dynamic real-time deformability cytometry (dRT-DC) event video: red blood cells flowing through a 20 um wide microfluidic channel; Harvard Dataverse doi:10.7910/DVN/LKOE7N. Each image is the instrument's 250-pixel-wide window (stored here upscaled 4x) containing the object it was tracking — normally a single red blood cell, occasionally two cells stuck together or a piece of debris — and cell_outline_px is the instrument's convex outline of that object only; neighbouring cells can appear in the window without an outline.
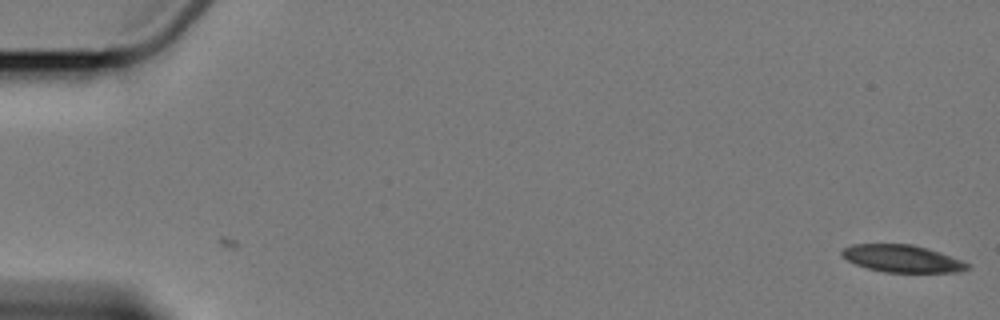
{"species": "Egyptian fruit bat (a non-hibernating species)", "species_latin": "Rousettus aegyptiacus", "temperature_condition": "cold", "stored_images_in_passage": 5, "camera_frame_rate_fps": 3000, "um_per_image_px": 0.085, "animal": {"sex": "female"}, "frame": {"image": 1, "passage_image": 1, "time_ms": 0.0, "image_size_px": [1000, 320], "cell_outline_px": [[972, 268], [956, 272], [884, 272], [868, 268], [856, 264], [840, 256], [840, 252], [844, 248], [852, 244], [912, 244], [928, 248], [964, 260], [972, 264]], "centroid_in_image_um": [76.73, 21.98], "position_along_channel_um": 8.3, "area_um2": 20.17}}
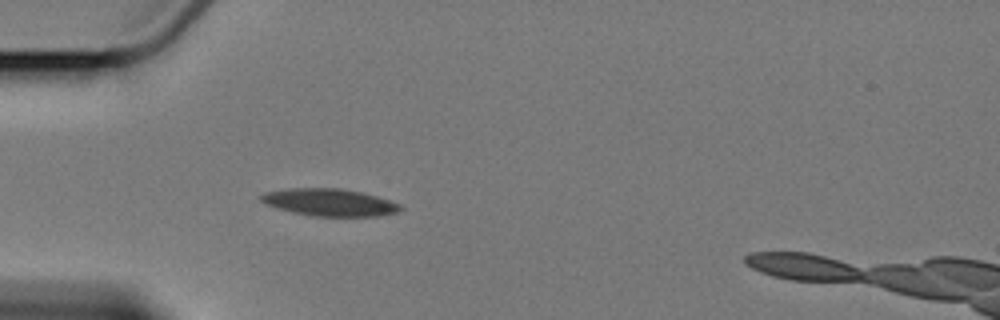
{"frame": {"image": 2, "passage_image": 5, "time_ms": 5.667, "image_size_px": [1000, 320], "cell_outline_px": [[404, 208], [396, 212], [380, 216], [312, 216], [292, 212], [276, 208], [264, 204], [260, 200], [260, 196], [264, 192], [288, 188], [340, 188], [360, 192], [376, 196], [400, 204]], "centroid_in_image_um": [27.97, 17.2], "position_along_channel_um": 57.0, "area_um2": 22.2}}